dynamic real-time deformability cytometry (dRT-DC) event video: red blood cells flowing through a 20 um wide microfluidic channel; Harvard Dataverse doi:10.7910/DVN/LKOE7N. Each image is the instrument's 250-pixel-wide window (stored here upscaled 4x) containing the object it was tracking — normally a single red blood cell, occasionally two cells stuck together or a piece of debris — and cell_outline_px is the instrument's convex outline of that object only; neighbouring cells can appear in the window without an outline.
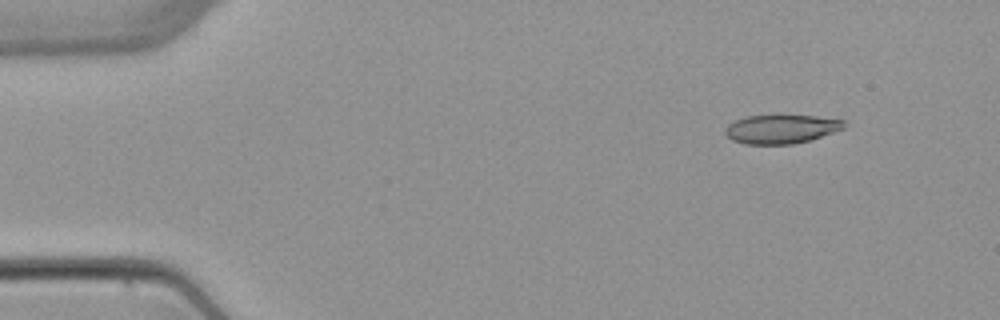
{"species": "common noctule bat (a hibernating species)", "species_latin": "Nyctalus noctula", "temperature_condition": "warm", "stored_images_in_passage": 3, "camera_frame_rate_fps": 3000, "um_per_image_px": 0.085, "animal": {"sex": "female", "body_mass_g": 22.7, "forearm_length_mm": 54.2}, "frame": {"image": 1, "passage_image": 1, "time_ms": 0.0, "image_size_px": [1000, 320], "cell_outline_px": [[844, 128], [808, 140], [792, 144], [744, 144], [732, 140], [724, 132], [724, 128], [728, 124], [744, 116], [780, 112], [816, 116], [844, 120]], "centroid_in_image_um": [66.34, 10.91], "position_along_channel_um": 18.7, "area_um2": 20.69}}